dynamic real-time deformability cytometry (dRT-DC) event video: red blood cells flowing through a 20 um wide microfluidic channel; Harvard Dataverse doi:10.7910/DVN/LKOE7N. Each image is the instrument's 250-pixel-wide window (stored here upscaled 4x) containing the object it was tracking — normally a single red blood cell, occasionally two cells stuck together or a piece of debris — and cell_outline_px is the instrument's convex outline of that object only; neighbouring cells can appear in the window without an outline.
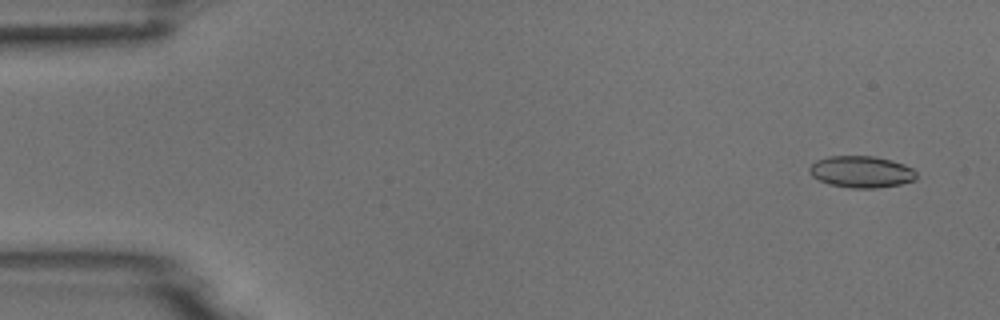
{"species": "common noctule bat (a hibernating species)", "species_latin": "Nyctalus noctula", "temperature_condition": "room temperature", "stored_images_in_passage": 6, "camera_frame_rate_fps": 3000, "um_per_image_px": 0.085, "animal": {"sex": "male", "body_mass_g": 18.8}, "frame": {"image": 1, "passage_image": 1, "time_ms": 0.0, "image_size_px": [1000, 320], "cell_outline_px": [[916, 180], [900, 184], [876, 188], [852, 188], [828, 184], [812, 176], [808, 172], [808, 168], [816, 160], [828, 156], [876, 156], [892, 160], [904, 164], [912, 168], [916, 172]], "centroid_in_image_um": [73.21, 14.6], "position_along_channel_um": 11.8, "area_um2": 19.88}}
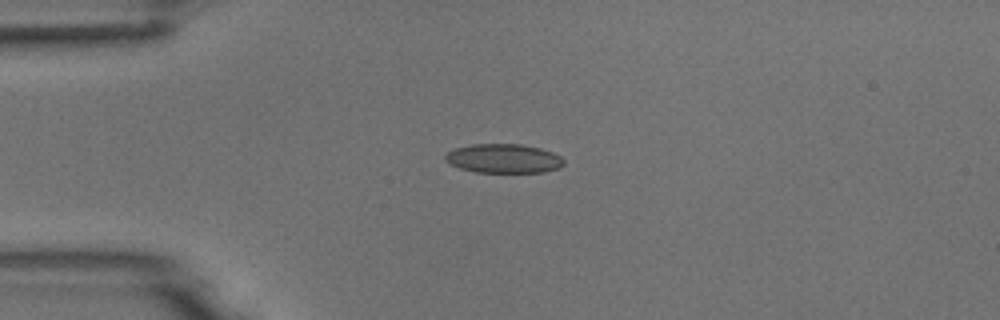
{"frame": {"image": 2, "passage_image": 4, "time_ms": 3.333, "image_size_px": [1000, 320], "cell_outline_px": [[564, 164], [560, 168], [544, 172], [476, 172], [460, 168], [448, 164], [444, 160], [444, 156], [448, 152], [456, 148], [472, 144], [520, 144], [540, 148], [552, 152], [560, 156], [564, 160]], "centroid_in_image_um": [42.8, 13.47], "position_along_channel_um": 42.2, "area_um2": 20.17}}